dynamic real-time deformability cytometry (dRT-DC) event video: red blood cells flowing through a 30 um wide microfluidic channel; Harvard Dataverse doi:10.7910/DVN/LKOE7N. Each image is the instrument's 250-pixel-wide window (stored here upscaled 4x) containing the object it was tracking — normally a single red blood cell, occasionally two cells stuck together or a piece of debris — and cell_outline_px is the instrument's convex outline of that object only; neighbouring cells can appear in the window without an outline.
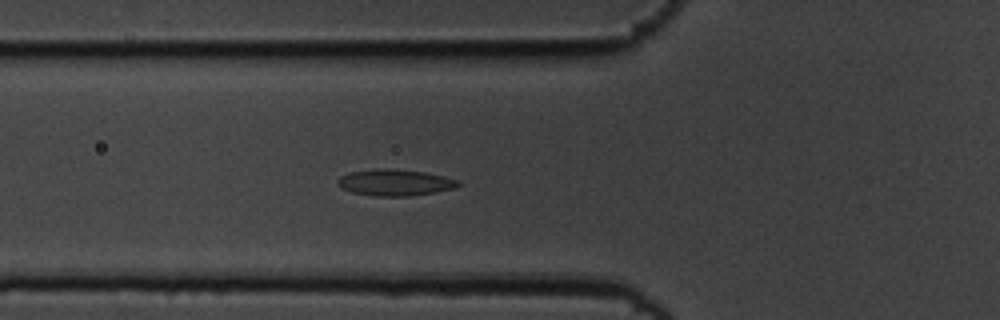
{"species": "common noctule bat (a hibernating species)", "species_latin": "Nyctalus noctula", "temperature_condition": "cold", "stored_images_in_passage": 35, "camera_frame_rate_fps": 3000, "um_per_image_px": 0.085, "animal": {"sex": "male", "body_mass_g": 19.5, "forearm_length_mm": 54.6}, "frame": {"image": 1, "passage_image": 8, "time_ms": 2.333, "image_size_px": [1000, 320], "cell_outline_px": [[460, 184], [456, 188], [436, 192], [408, 196], [376, 196], [352, 192], [336, 184], [336, 180], [340, 176], [348, 172], [376, 168], [384, 168], [424, 172], [444, 176], [460, 180]], "centroid_in_image_um": [33.57, 15.51], "position_along_channel_um": 92.2, "area_um2": 18.61}}
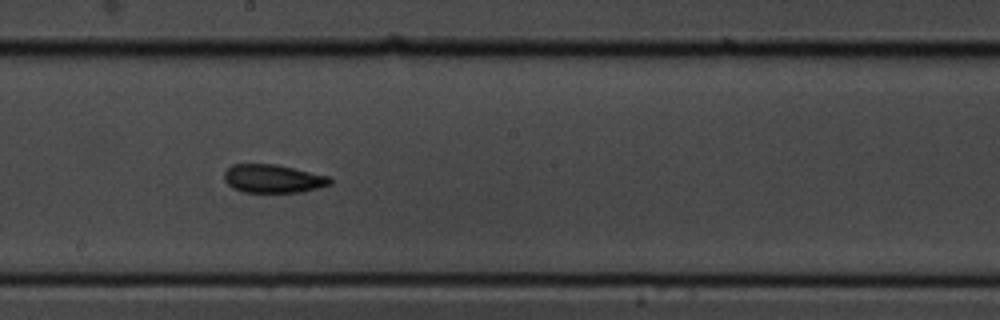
{"frame": {"image": 2, "passage_image": 19, "time_ms": 6.0, "image_size_px": [1000, 320], "cell_outline_px": [[332, 184], [304, 192], [244, 192], [232, 188], [224, 180], [224, 172], [232, 164], [276, 164], [328, 176], [332, 180]], "centroid_in_image_um": [23.2, 15.19], "position_along_channel_um": 225.0, "area_um2": 17.51}}
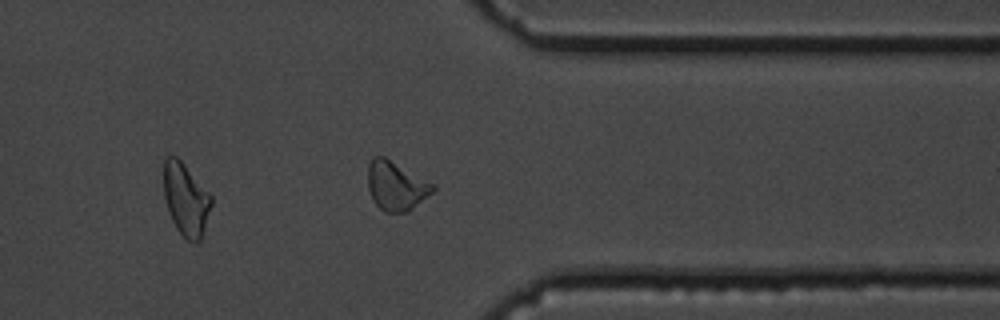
{"frame": {"image": 3, "passage_image": 32, "time_ms": 10.333, "image_size_px": [1000, 320], "cell_outline_px": [[436, 188], [432, 192], [408, 212], [384, 212], [372, 200], [368, 188], [368, 164], [372, 156], [384, 156], [436, 184]], "centroid_in_image_um": [33.66, 15.78], "position_along_channel_um": 377.7, "area_um2": 18.73}, "authors_computed_cell_mechanics": {"area_um2": 17.629, "velocity_mm_per_s": 3.6195, "shape_relaxation_time_tau1_ms": null, "shape_relaxation_time_tau2_ms": 4.4833, "deformation_change_tau1": null, "deformation_change_tau2": 0.1057}}